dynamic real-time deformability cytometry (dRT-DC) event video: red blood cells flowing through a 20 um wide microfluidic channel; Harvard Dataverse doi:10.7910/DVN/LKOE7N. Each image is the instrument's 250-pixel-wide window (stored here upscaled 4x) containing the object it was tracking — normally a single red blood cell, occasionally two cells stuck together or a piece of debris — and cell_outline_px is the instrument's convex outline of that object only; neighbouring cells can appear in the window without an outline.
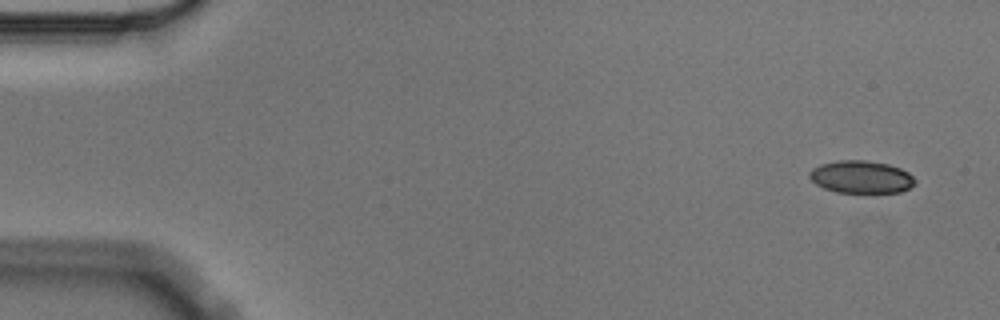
{"species": "Egyptian fruit bat (a non-hibernating species)", "species_latin": "Rousettus aegyptiacus", "temperature_condition": "cold", "stored_images_in_passage": 5, "camera_frame_rate_fps": 3000, "um_per_image_px": 0.085, "animal": {"sex": "male"}, "frame": {"image": 1, "passage_image": 1, "time_ms": 0.0, "image_size_px": [1000, 320], "cell_outline_px": [[916, 184], [900, 192], [872, 196], [836, 192], [824, 188], [816, 184], [808, 176], [808, 172], [812, 168], [820, 164], [840, 160], [864, 160], [888, 164], [900, 168], [908, 172], [916, 180]], "centroid_in_image_um": [73.22, 15.1], "position_along_channel_um": 11.8, "area_um2": 20.92}}
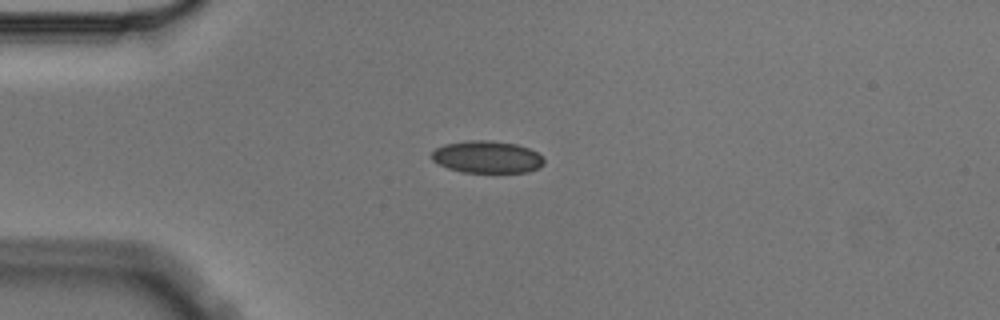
{"frame": {"image": 2, "passage_image": 4, "time_ms": 1.0, "image_size_px": [1000, 320], "cell_outline_px": [[544, 164], [540, 168], [528, 172], [460, 172], [448, 168], [432, 160], [432, 152], [436, 148], [444, 144], [468, 140], [492, 140], [516, 144], [528, 148], [536, 152], [544, 160]], "centroid_in_image_um": [41.4, 13.34], "position_along_channel_um": 43.6, "area_um2": 21.1}}